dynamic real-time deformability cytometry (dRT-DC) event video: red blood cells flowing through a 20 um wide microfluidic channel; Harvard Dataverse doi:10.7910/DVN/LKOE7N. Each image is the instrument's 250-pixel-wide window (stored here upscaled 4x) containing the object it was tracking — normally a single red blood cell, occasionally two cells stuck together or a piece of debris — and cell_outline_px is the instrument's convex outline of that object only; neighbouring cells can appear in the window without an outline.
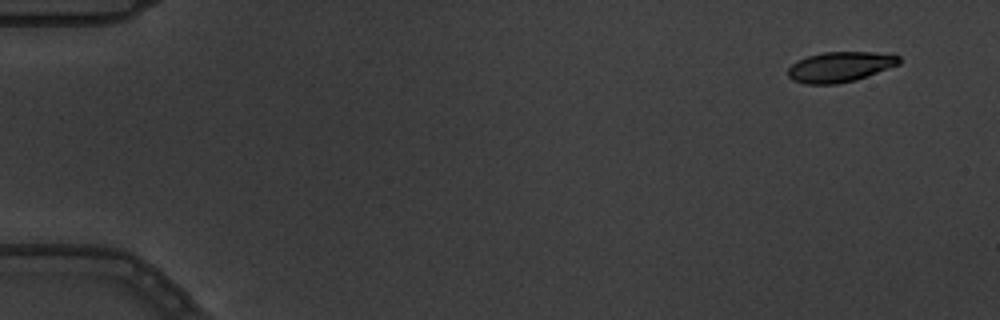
{"species": "common noctule bat (a hibernating species)", "species_latin": "Nyctalus noctula", "temperature_condition": "warm", "stored_images_in_passage": 5, "camera_frame_rate_fps": 3000, "um_per_image_px": 0.085, "animal": {"sex": "male", "body_mass_g": 19.5, "forearm_length_mm": 54.6}, "frame": {"image": 1, "passage_image": 1, "time_ms": 0.0, "image_size_px": [1000, 320], "cell_outline_px": [[900, 64], [868, 76], [856, 80], [836, 84], [804, 84], [792, 80], [788, 76], [788, 68], [792, 64], [808, 56], [824, 52], [892, 52], [900, 56]], "centroid_in_image_um": [71.46, 5.68], "position_along_channel_um": 13.5, "area_um2": 19.83}}
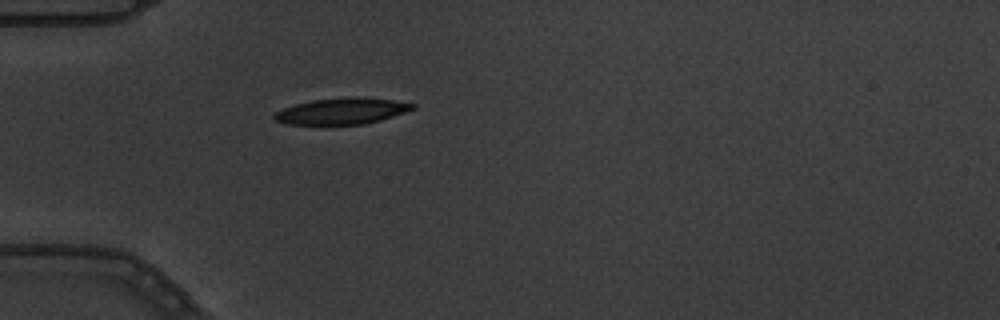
{"frame": {"image": 2, "passage_image": 5, "time_ms": 1.333, "image_size_px": [1000, 320], "cell_outline_px": [[416, 108], [380, 120], [364, 124], [288, 124], [276, 120], [272, 116], [276, 112], [284, 108], [296, 104], [312, 100], [348, 96], [356, 96], [392, 100], [416, 104]], "centroid_in_image_um": [29.07, 9.43], "position_along_channel_um": 55.9, "area_um2": 20.98}}